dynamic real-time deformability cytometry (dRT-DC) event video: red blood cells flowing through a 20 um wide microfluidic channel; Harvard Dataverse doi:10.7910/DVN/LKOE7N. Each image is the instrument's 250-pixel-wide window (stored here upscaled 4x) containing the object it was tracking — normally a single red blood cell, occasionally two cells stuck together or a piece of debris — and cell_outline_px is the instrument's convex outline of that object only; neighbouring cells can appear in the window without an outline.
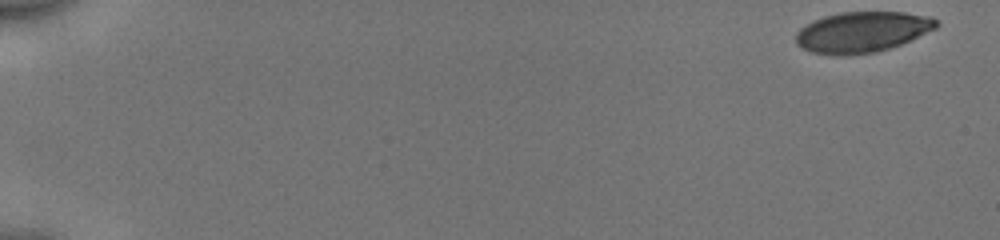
{"species": "human", "species_latin": "Homo sapiens", "temperature_condition": "cold", "stored_images_in_passage": 52, "camera_frame_rate_fps": 3000, "um_per_image_px": 0.085, "donor": {"sex": "male"}, "frame": {"image": 1, "passage_image": 1, "time_ms": 0.0, "image_size_px": [1000, 240], "cell_outline_px": [[940, 24], [936, 28], [900, 44], [876, 52], [848, 56], [832, 56], [812, 52], [796, 44], [796, 32], [800, 28], [812, 20], [824, 16], [840, 12], [904, 12], [932, 16]], "centroid_in_image_um": [73.26, 2.72], "position_along_channel_um": 11.7, "area_um2": 33.52}}
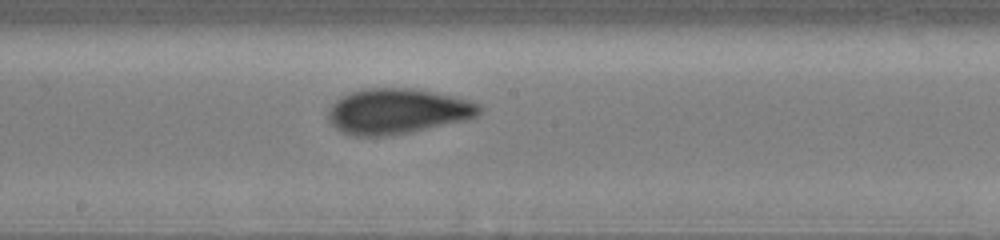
{"frame": {"image": 2, "passage_image": 30, "time_ms": 9.667, "image_size_px": [1000, 240], "cell_outline_px": [[484, 108], [476, 116], [468, 120], [412, 132], [392, 136], [356, 136], [340, 132], [328, 120], [328, 108], [340, 96], [364, 88], [412, 88], [452, 96], [480, 104]], "centroid_in_image_um": [33.77, 9.47], "position_along_channel_um": 214.4, "area_um2": 40.23}}
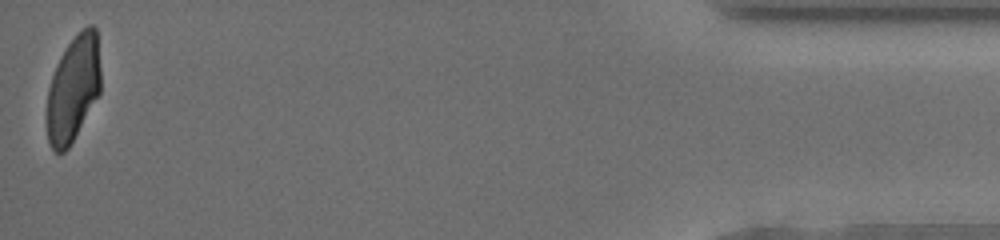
{"frame": {"image": 3, "passage_image": 52, "time_ms": 17.0, "image_size_px": [1000, 240], "cell_outline_px": [[100, 92], [68, 148], [64, 152], [56, 152], [52, 148], [48, 140], [48, 88], [56, 64], [60, 56], [68, 44], [88, 24], [92, 24], [96, 28], [100, 68]], "centroid_in_image_um": [6.23, 7.51], "position_along_channel_um": 429.0, "area_um2": 32.6}, "authors_computed_cell_mechanics": {"area_um2": 36.4718, "velocity_mm_per_s": 3.9618, "shape_relaxation_time_tau1_ms": 3.8983, "shape_relaxation_time_tau2_ms": 1.2797, "deformation_change_tau1": 0.1407, "deformation_change_tau2": 0.0685}}